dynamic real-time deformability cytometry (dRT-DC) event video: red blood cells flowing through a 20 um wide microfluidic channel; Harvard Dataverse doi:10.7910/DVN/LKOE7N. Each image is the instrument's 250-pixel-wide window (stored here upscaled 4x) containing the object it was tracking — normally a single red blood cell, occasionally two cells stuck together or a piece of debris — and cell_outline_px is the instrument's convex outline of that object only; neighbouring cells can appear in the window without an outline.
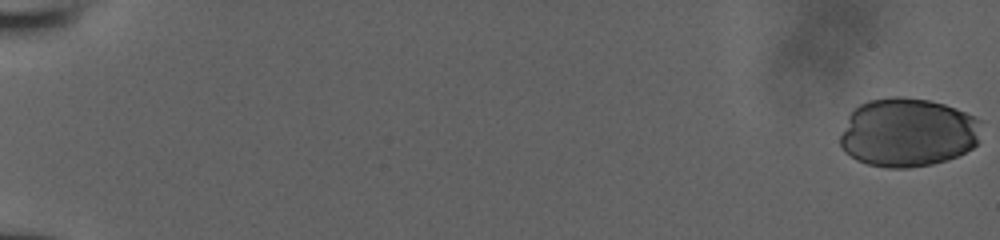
{"species": "human", "species_latin": "Homo sapiens", "temperature_condition": "room temperature", "stored_images_in_passage": 15, "camera_frame_rate_fps": 3000, "um_per_image_px": 0.085, "donor": {"sex": "male"}, "frame": {"image": 1, "passage_image": 1, "time_ms": 0.0, "image_size_px": [1000, 240], "cell_outline_px": [[980, 120], [976, 144], [972, 148], [956, 156], [932, 164], [908, 168], [888, 168], [868, 164], [856, 160], [844, 152], [840, 144], [840, 136], [848, 116], [860, 104], [868, 100], [892, 96], [900, 96], [928, 100], [944, 104], [956, 108], [976, 116]], "centroid_in_image_um": [77.13, 11.25], "position_along_channel_um": 7.9, "area_um2": 56.59}}
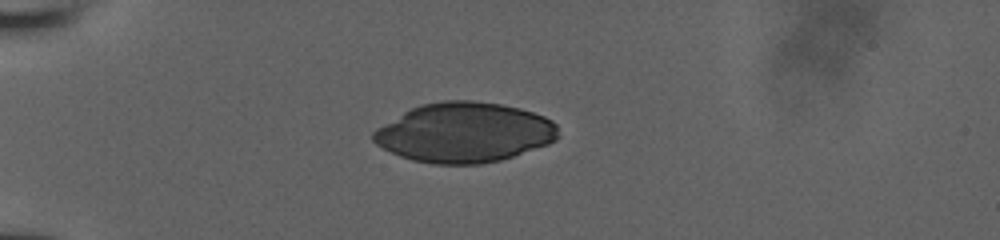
{"frame": {"image": 2, "passage_image": 13, "time_ms": 4.0, "image_size_px": [1000, 240], "cell_outline_px": [[560, 136], [556, 140], [548, 144], [500, 160], [480, 164], [432, 164], [412, 160], [400, 156], [376, 144], [372, 140], [372, 132], [376, 128], [404, 112], [420, 104], [444, 100], [472, 100], [500, 104], [520, 108], [544, 116], [552, 120], [556, 124]], "centroid_in_image_um": [39.47, 11.26], "position_along_channel_um": 45.5, "area_um2": 64.5}}